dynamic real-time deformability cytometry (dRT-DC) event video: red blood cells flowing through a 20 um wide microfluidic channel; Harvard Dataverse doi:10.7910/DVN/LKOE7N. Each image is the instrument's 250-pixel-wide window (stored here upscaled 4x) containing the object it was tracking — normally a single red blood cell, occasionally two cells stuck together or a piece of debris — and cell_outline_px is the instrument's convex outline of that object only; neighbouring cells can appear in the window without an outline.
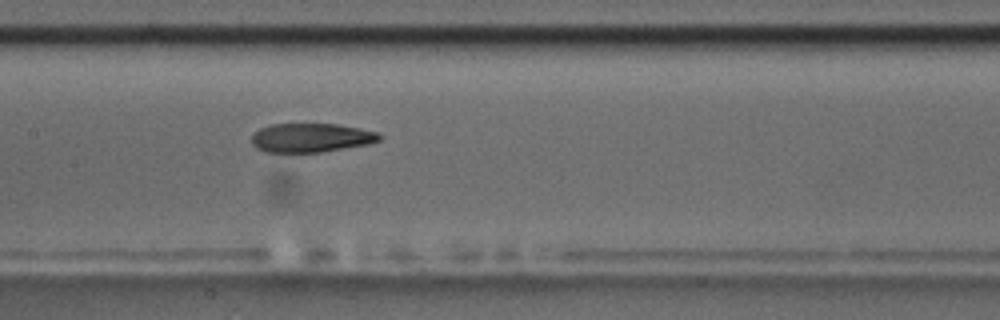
{"species": "common noctule bat (a hibernating species)", "species_latin": "Nyctalus noctula", "temperature_condition": "room temperature", "stored_images_in_passage": 8, "camera_frame_rate_fps": 3000, "um_per_image_px": 0.085, "animal": {"sex": "male", "body_mass_g": 17.5, "forearm_length_mm": 52.3}, "frame": {"image": 1, "passage_image": 8, "time_ms": 7.667, "image_size_px": [1000, 320], "cell_outline_px": [[384, 136], [380, 140], [368, 144], [320, 152], [264, 152], [256, 148], [252, 144], [252, 136], [260, 128], [272, 124], [336, 124], [360, 128], [380, 132]], "centroid_in_image_um": [26.47, 11.7], "position_along_channel_um": 180.9, "area_um2": 21.62}}